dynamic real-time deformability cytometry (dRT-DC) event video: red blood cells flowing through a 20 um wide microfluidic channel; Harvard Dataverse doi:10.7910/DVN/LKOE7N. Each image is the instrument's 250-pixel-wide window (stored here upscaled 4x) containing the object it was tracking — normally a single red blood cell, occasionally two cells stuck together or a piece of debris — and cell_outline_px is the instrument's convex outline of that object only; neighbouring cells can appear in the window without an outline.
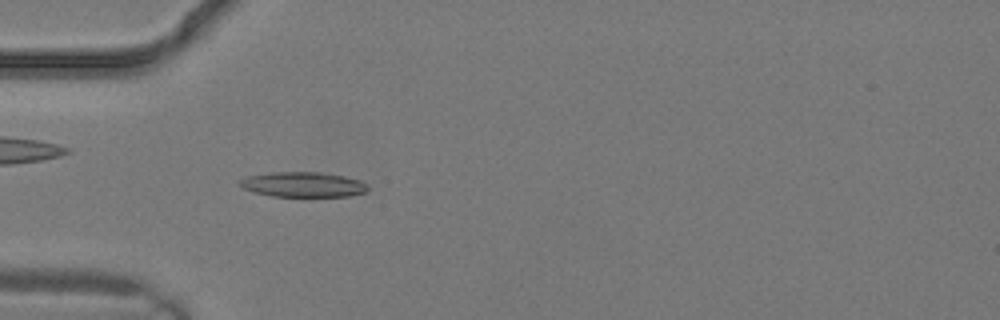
{"species": "common noctule bat (a hibernating species)", "species_latin": "Nyctalus noctula", "temperature_condition": "warm", "stored_images_in_passage": 2, "camera_frame_rate_fps": 3000, "um_per_image_px": 0.085, "animal": {"sex": "male", "body_mass_g": 19.2, "forearm_length_mm": 51.8}, "frame": {"image": 1, "passage_image": 2, "time_ms": 0.333, "image_size_px": [1000, 320], "cell_outline_px": [[368, 188], [364, 192], [348, 196], [272, 196], [256, 192], [244, 188], [236, 184], [236, 180], [244, 176], [268, 172], [320, 172], [344, 176], [360, 180]], "centroid_in_image_um": [25.66, 15.67], "position_along_channel_um": 59.3, "area_um2": 18.73}}